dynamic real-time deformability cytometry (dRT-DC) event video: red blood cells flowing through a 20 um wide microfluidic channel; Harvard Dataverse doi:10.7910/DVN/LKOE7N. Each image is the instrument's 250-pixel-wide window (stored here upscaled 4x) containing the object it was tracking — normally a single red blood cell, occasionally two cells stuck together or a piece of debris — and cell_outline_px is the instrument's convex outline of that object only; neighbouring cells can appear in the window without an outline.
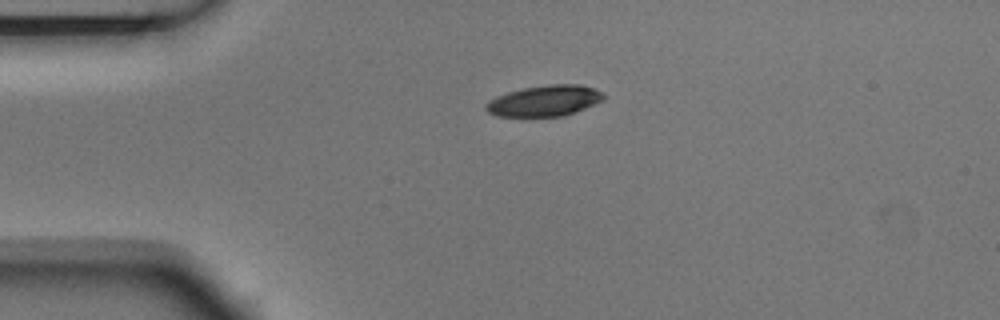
{"species": "Egyptian fruit bat (a non-hibernating species)", "species_latin": "Rousettus aegyptiacus", "temperature_condition": "room temperature", "stored_images_in_passage": 2, "camera_frame_rate_fps": 3000, "um_per_image_px": 0.085, "animal": {"sex": "male"}, "frame": {"image": 1, "passage_image": 1, "time_ms": 0.0, "image_size_px": [1000, 320], "cell_outline_px": [[604, 96], [600, 100], [584, 108], [560, 116], [496, 116], [488, 112], [484, 108], [484, 104], [488, 100], [496, 96], [508, 92], [524, 88], [548, 84], [580, 84], [596, 88], [604, 92]], "centroid_in_image_um": [46.24, 8.55], "position_along_channel_um": 38.8, "area_um2": 21.04}}